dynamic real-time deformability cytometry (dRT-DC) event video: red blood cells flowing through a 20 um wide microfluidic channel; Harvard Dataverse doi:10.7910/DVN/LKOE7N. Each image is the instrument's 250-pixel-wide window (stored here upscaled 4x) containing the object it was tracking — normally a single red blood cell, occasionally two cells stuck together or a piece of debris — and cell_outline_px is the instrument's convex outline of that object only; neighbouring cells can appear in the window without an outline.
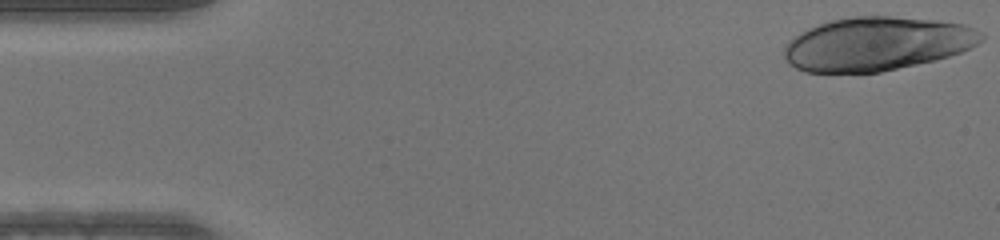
{"species": "human", "species_latin": "Homo sapiens", "temperature_condition": "warm", "stored_images_in_passage": 48, "camera_frame_rate_fps": 3000, "um_per_image_px": 0.085, "donor": {"sex": "male"}, "frame": {"image": 1, "passage_image": 1, "time_ms": 0.0, "image_size_px": [1000, 240], "cell_outline_px": [[984, 40], [960, 52], [936, 60], [880, 72], [804, 72], [788, 64], [784, 56], [784, 48], [788, 40], [808, 28], [832, 20], [856, 16], [892, 16], [936, 20], [964, 24], [980, 32], [984, 36]], "centroid_in_image_um": [74.51, 3.73], "position_along_channel_um": 10.5, "area_um2": 61.5}}
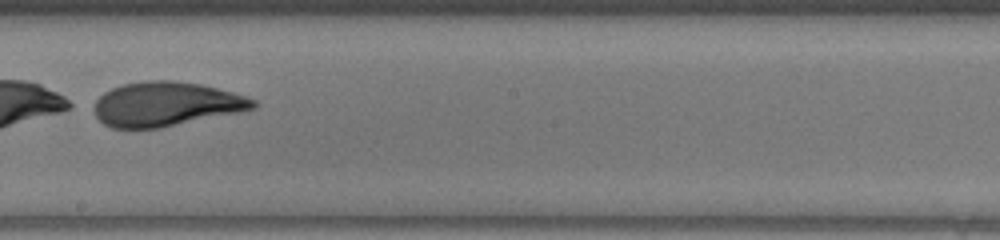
{"frame": {"image": 2, "passage_image": 27, "time_ms": 8.667, "image_size_px": [1000, 240], "cell_outline_px": [[260, 104], [256, 108], [240, 112], [160, 128], [112, 128], [104, 124], [96, 116], [96, 100], [104, 92], [112, 88], [124, 84], [148, 80], [172, 80], [200, 84], [248, 96], [256, 100]], "centroid_in_image_um": [14.17, 8.85], "position_along_channel_um": 234.0, "area_um2": 41.04}}